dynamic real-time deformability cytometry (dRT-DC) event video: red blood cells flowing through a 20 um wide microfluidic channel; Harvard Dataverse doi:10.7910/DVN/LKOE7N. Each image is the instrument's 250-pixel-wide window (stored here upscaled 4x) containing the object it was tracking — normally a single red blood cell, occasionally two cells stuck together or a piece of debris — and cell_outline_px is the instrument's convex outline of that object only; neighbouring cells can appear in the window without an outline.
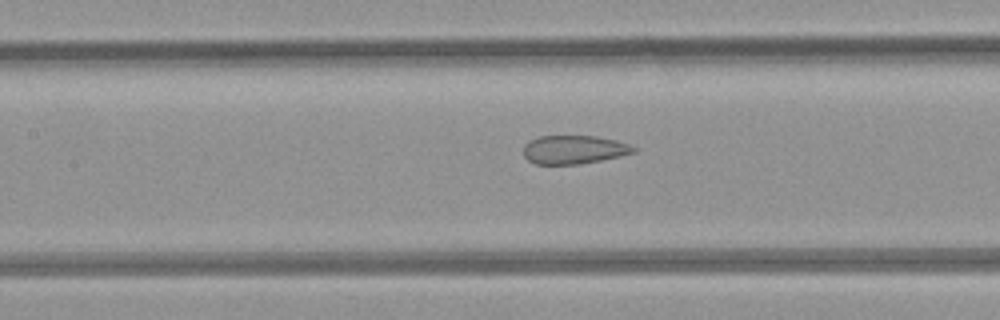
{"species": "common noctule bat (a hibernating species)", "species_latin": "Nyctalus noctula", "temperature_condition": "room temperature", "stored_images_in_passage": 6, "camera_frame_rate_fps": 3000, "um_per_image_px": 0.085, "animal": {"sex": "female", "body_mass_g": 21.9}, "frame": {"image": 1, "passage_image": 6, "time_ms": 6.667, "image_size_px": [1000, 320], "cell_outline_px": [[636, 152], [620, 156], [580, 164], [536, 164], [528, 160], [524, 156], [524, 144], [528, 140], [540, 136], [596, 136], [616, 140], [628, 144], [636, 148]], "centroid_in_image_um": [48.77, 12.71], "position_along_channel_um": 158.6, "area_um2": 18.32}}